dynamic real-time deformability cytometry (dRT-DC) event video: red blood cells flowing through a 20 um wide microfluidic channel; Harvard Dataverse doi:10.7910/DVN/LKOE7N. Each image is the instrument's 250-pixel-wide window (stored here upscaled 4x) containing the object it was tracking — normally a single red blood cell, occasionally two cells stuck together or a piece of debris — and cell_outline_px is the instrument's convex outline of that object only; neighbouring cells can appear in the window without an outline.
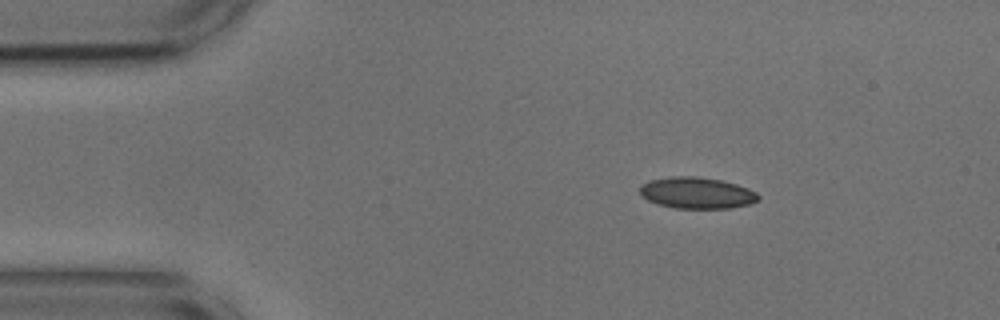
{"species": "common noctule bat (a hibernating species)", "species_latin": "Nyctalus noctula", "temperature_condition": "cold", "stored_images_in_passage": 4, "camera_frame_rate_fps": 3000, "um_per_image_px": 0.085, "animal": {"sex": "male", "body_mass_g": 17.9, "forearm_length_mm": 54.2}, "frame": {"image": 1, "passage_image": 2, "time_ms": 0.333, "image_size_px": [1000, 320], "cell_outline_px": [[760, 200], [748, 204], [728, 208], [676, 208], [656, 204], [640, 196], [640, 188], [648, 180], [672, 176], [696, 176], [720, 180], [736, 184], [748, 188], [756, 192], [760, 196]], "centroid_in_image_um": [59.22, 16.39], "position_along_channel_um": 25.8, "area_um2": 21.68}}
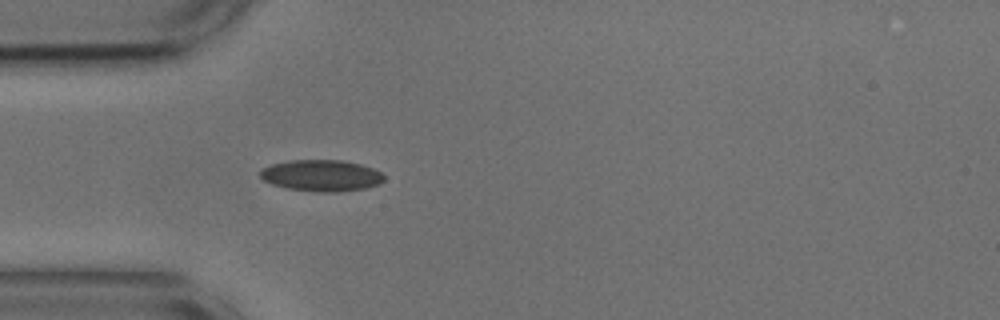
{"frame": {"image": 2, "passage_image": 4, "time_ms": 1.0, "image_size_px": [1000, 320], "cell_outline_px": [[384, 180], [380, 184], [364, 188], [336, 192], [316, 192], [284, 188], [272, 184], [264, 180], [260, 176], [260, 168], [272, 164], [288, 160], [340, 160], [360, 164], [372, 168], [380, 172], [384, 176]], "centroid_in_image_um": [27.29, 14.92], "position_along_channel_um": 57.7, "area_um2": 22.77}}